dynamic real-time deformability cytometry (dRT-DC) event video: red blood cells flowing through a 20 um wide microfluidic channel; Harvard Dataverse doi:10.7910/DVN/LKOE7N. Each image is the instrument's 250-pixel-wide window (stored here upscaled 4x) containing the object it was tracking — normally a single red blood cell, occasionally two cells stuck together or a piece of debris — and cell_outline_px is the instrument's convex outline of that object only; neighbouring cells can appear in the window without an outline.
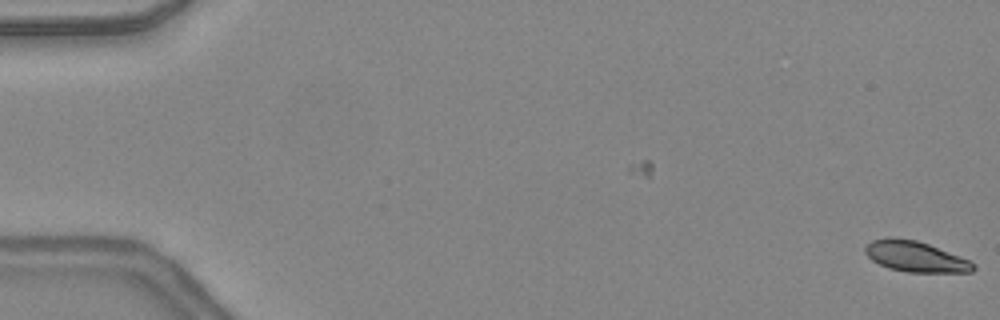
{"species": "common noctule bat (a hibernating species)", "species_latin": "Nyctalus noctula", "temperature_condition": "warm", "stored_images_in_passage": 5, "camera_frame_rate_fps": 3000, "um_per_image_px": 0.085, "animal": {"sex": "female", "body_mass_g": 24.6, "forearm_length_mm": 56.2}, "frame": {"image": 1, "passage_image": 5, "time_ms": 1.333, "image_size_px": [1000, 320], "cell_outline_px": [[976, 268], [972, 272], [908, 272], [888, 268], [872, 260], [864, 252], [864, 248], [872, 240], [888, 236], [916, 240], [928, 244], [960, 256], [976, 264]], "centroid_in_image_um": [77.8, 21.8], "position_along_channel_um": 7.2, "area_um2": 19.31}}